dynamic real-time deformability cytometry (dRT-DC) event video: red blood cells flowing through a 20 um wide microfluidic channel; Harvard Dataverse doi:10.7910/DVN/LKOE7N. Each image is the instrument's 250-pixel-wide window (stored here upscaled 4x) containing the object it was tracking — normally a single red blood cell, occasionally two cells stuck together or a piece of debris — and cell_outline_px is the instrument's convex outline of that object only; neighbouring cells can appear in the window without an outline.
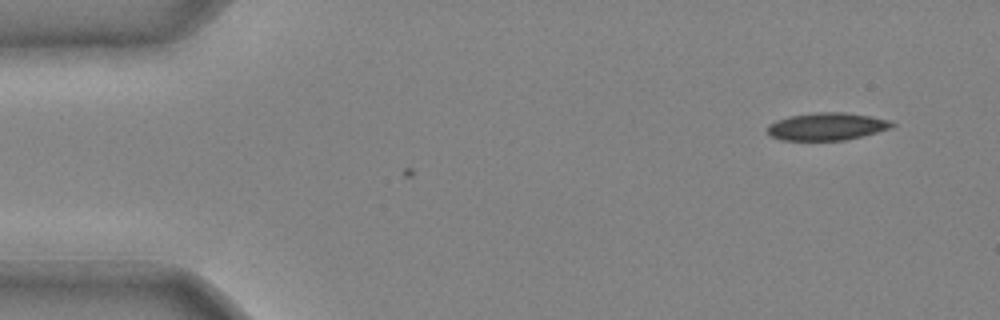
{"species": "common noctule bat (a hibernating species)", "species_latin": "Nyctalus noctula", "temperature_condition": "cold", "stored_images_in_passage": 3, "camera_frame_rate_fps": 3000, "um_per_image_px": 0.085, "animal": {"sex": "male", "body_mass_g": 20.4}, "frame": {"image": 1, "passage_image": 1, "time_ms": 0.0, "image_size_px": [1000, 320], "cell_outline_px": [[896, 124], [892, 128], [844, 140], [780, 140], [768, 136], [764, 128], [768, 124], [776, 120], [788, 116], [816, 112], [844, 112], [872, 116], [892, 120]], "centroid_in_image_um": [70.23, 10.74], "position_along_channel_um": 14.8, "area_um2": 20.35}}